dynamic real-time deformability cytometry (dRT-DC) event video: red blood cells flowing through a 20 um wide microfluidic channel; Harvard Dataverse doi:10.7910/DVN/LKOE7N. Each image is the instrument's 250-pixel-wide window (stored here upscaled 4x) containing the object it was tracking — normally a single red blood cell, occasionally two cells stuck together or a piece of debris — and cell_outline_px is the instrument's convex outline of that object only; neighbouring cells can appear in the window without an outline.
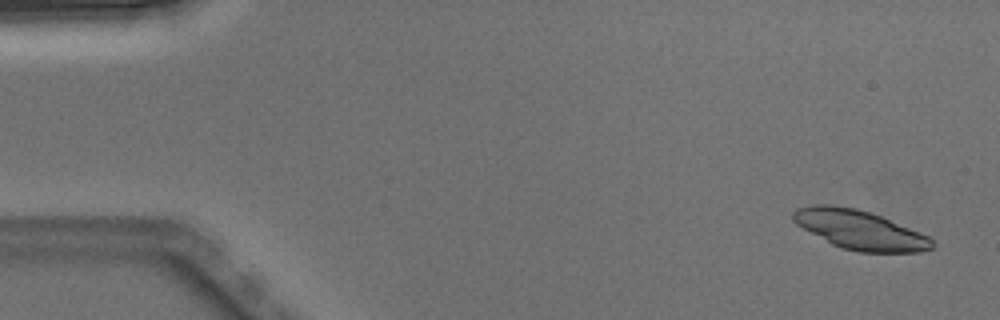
{"species": "Egyptian fruit bat (a non-hibernating species)", "species_latin": "Rousettus aegyptiacus", "temperature_condition": "warm", "stored_images_in_passage": 4, "camera_frame_rate_fps": 3000, "um_per_image_px": 0.085, "animal": {"sex": "male"}, "frame": {"image": 1, "passage_image": 1, "time_ms": 0.0, "image_size_px": [1000, 320], "cell_outline_px": [[932, 248], [920, 252], [860, 252], [840, 248], [832, 244], [796, 224], [792, 220], [792, 212], [796, 208], [816, 204], [832, 204], [856, 208], [880, 216], [932, 236]], "centroid_in_image_um": [73.08, 19.53], "position_along_channel_um": 11.9, "area_um2": 31.73}}